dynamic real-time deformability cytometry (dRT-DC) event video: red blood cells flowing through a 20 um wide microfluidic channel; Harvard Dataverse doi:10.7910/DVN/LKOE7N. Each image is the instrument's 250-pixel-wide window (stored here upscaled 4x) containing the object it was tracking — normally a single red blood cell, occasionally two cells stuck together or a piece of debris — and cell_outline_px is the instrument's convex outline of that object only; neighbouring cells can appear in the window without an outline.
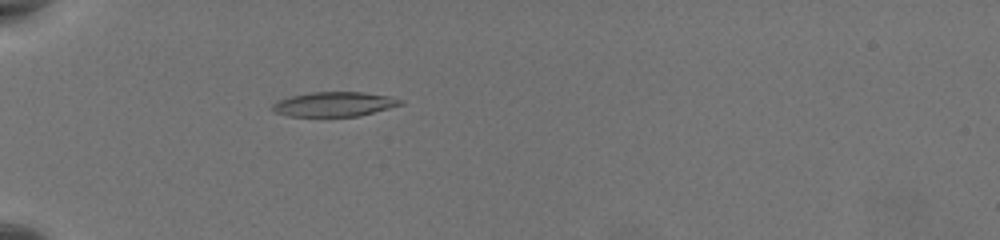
{"species": "common noctule bat (a hibernating species)", "species_latin": "Nyctalus noctula", "temperature_condition": "warm", "stored_images_in_passage": 53, "camera_frame_rate_fps": 3000, "um_per_image_px": 0.085, "animal": {"sex": "female", "body_mass_g": 19.5, "forearm_length_mm": 54.1}, "frame": {"image": 1, "passage_image": 16, "time_ms": 5.0, "image_size_px": [1000, 240], "cell_outline_px": [[404, 104], [360, 116], [288, 116], [272, 112], [272, 104], [280, 100], [292, 96], [312, 92], [360, 92], [388, 96], [404, 100]], "centroid_in_image_um": [28.42, 8.86], "position_along_channel_um": 56.6, "area_um2": 18.26}}
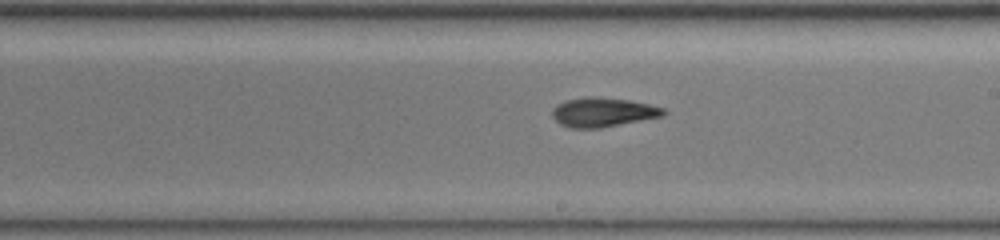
{"frame": {"image": 2, "passage_image": 32, "time_ms": 10.333, "image_size_px": [1000, 240], "cell_outline_px": [[668, 112], [664, 116], [600, 128], [568, 128], [560, 124], [552, 116], [552, 108], [556, 104], [564, 100], [584, 96], [592, 96], [628, 100], [648, 104], [664, 108]], "centroid_in_image_um": [51.22, 9.53], "position_along_channel_um": 237.8, "area_um2": 19.19}}
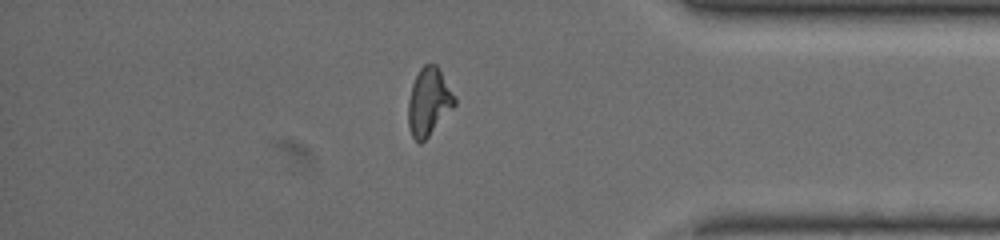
{"frame": {"image": 3, "passage_image": 46, "time_ms": 15.0, "image_size_px": [1000, 240], "cell_outline_px": [[456, 104], [428, 136], [420, 144], [412, 136], [408, 124], [408, 100], [412, 84], [420, 68], [424, 64], [436, 64], [456, 96]], "centroid_in_image_um": [36.44, 8.63], "position_along_channel_um": 398.8, "area_um2": 18.15}, "authors_computed_cell_mechanics": {"area_um2": 18.9584, "velocity_mm_per_s": 3.8052, "shape_relaxation_time_tau1_ms": 6.3001, "shape_relaxation_time_tau2_ms": 2.0238, "deformation_change_tau1": 0.2253, "deformation_change_tau2": 0.0921}}